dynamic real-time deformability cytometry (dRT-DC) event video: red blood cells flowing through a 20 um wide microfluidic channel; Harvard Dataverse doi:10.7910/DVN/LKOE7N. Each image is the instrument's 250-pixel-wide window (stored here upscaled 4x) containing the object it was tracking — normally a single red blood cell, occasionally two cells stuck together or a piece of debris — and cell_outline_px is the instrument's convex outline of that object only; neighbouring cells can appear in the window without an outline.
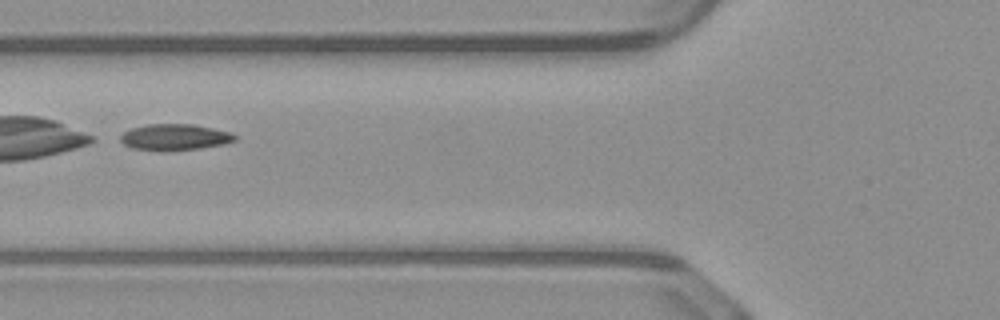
{"species": "common noctule bat (a hibernating species)", "species_latin": "Nyctalus noctula", "temperature_condition": "warm", "stored_images_in_passage": 45, "camera_frame_rate_fps": 3000, "um_per_image_px": 0.085, "animal": {"sex": "male", "body_mass_g": 23.1, "forearm_length_mm": 52.7}, "frame": {"image": 1, "passage_image": 15, "time_ms": 4.667, "image_size_px": [1000, 320], "cell_outline_px": [[236, 140], [224, 144], [200, 148], [164, 152], [160, 152], [132, 148], [124, 144], [120, 140], [120, 136], [124, 132], [132, 128], [148, 124], [192, 124], [232, 132], [236, 136]], "centroid_in_image_um": [14.85, 11.67], "position_along_channel_um": 111.0, "area_um2": 17.69}}
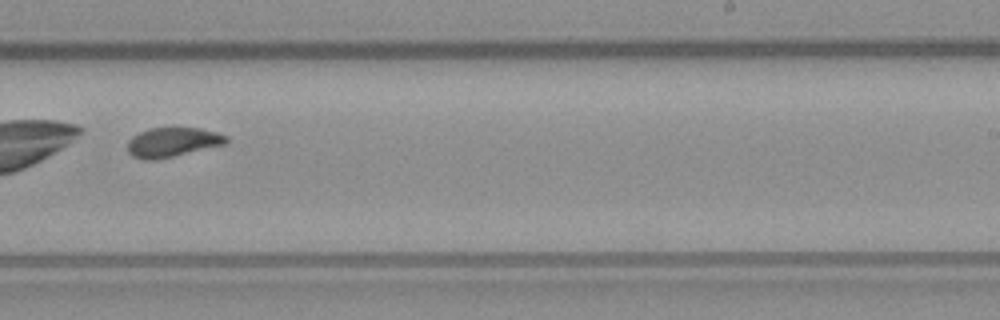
{"frame": {"image": 2, "passage_image": 27, "time_ms": 8.667, "image_size_px": [1000, 320], "cell_outline_px": [[228, 144], [156, 160], [144, 160], [132, 156], [128, 152], [128, 140], [132, 136], [148, 128], [200, 128], [216, 132], [228, 136]], "centroid_in_image_um": [14.68, 12.09], "position_along_channel_um": 274.3, "area_um2": 17.11}}
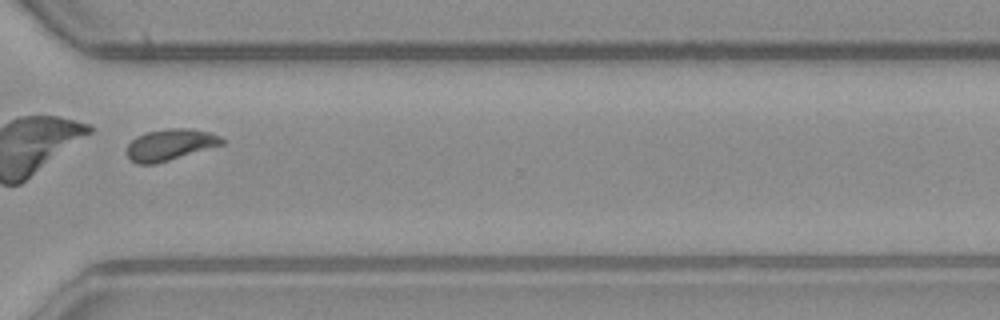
{"frame": {"image": 3, "passage_image": 33, "time_ms": 10.667, "image_size_px": [1000, 320], "cell_outline_px": [[224, 144], [156, 164], [136, 164], [128, 156], [128, 144], [136, 136], [148, 132], [168, 128], [188, 128], [208, 132], [220, 136], [224, 140]], "centroid_in_image_um": [14.47, 12.3], "position_along_channel_um": 356.1, "area_um2": 17.22}, "authors_computed_cell_mechanics": {"area_um2": 17.6868, "velocity_mm_per_s": 4.0803, "shape_relaxation_time_tau1_ms": 1.2396, "shape_relaxation_time_tau2_ms": null, "deformation_change_tau1": 0.1989, "deformation_change_tau2": null}}